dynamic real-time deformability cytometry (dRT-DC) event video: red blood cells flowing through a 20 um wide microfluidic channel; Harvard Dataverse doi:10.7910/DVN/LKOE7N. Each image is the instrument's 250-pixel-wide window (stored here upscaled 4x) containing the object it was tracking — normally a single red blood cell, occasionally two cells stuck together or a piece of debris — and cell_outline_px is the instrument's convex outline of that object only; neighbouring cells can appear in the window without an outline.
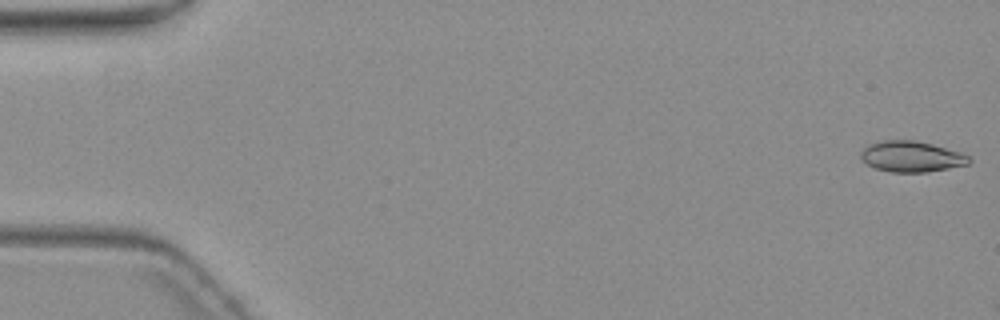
{"species": "common noctule bat (a hibernating species)", "species_latin": "Nyctalus noctula", "temperature_condition": "warm", "stored_images_in_passage": 5, "camera_frame_rate_fps": 3000, "um_per_image_px": 0.085, "animal": {"sex": "female", "body_mass_g": 19.3, "forearm_length_mm": 54.1}, "frame": {"image": 1, "passage_image": 1, "time_ms": 0.0, "image_size_px": [1000, 320], "cell_outline_px": [[972, 160], [968, 164], [928, 172], [888, 172], [876, 168], [868, 164], [860, 156], [860, 152], [868, 144], [880, 140], [916, 140], [932, 144], [960, 152], [968, 156]], "centroid_in_image_um": [77.46, 13.3], "position_along_channel_um": 7.5, "area_um2": 19.42}}
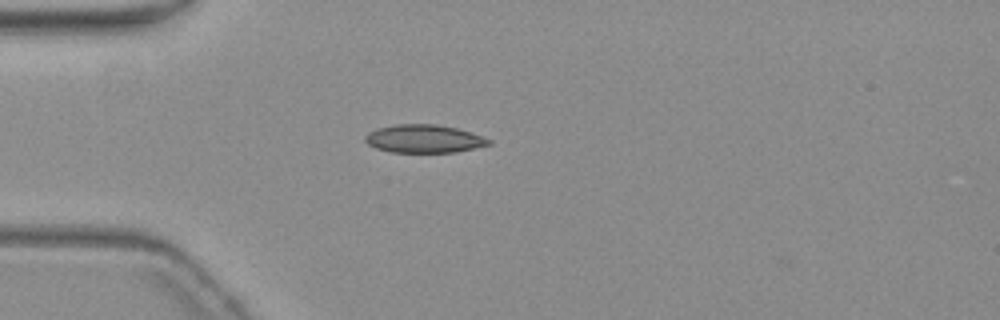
{"frame": {"image": 2, "passage_image": 5, "time_ms": 5.0, "image_size_px": [1000, 320], "cell_outline_px": [[492, 144], [456, 152], [388, 152], [376, 148], [368, 144], [364, 140], [364, 136], [368, 132], [376, 128], [396, 124], [436, 124], [456, 128], [492, 140]], "centroid_in_image_um": [35.99, 11.79], "position_along_channel_um": 49.0, "area_um2": 20.23}}